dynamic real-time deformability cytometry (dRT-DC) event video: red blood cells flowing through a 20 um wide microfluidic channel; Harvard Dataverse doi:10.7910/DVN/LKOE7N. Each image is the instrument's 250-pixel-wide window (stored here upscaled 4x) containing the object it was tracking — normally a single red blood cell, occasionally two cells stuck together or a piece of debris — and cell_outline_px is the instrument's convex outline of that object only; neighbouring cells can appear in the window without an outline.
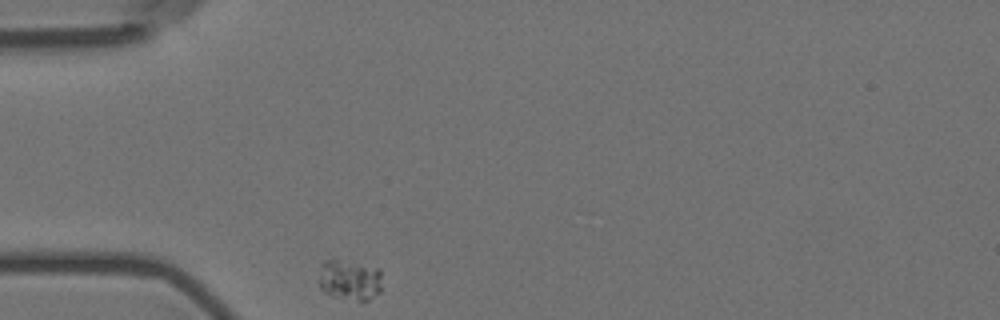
{"species": "Egyptian fruit bat (a non-hibernating species)", "species_latin": "Rousettus aegyptiacus", "temperature_condition": "room temperature", "stored_images_in_passage": 34, "camera_frame_rate_fps": 3000, "um_per_image_px": 0.085, "animal": {"sex": "female"}, "frame": {"image": 1, "passage_image": 1, "time_ms": 0.0, "image_size_px": [1000, 320], "cell_outline_px": [[380, 292], [368, 300], [360, 300], [332, 296], [324, 292], [320, 288], [320, 264], [324, 260], [340, 260], [380, 268]], "centroid_in_image_um": [29.71, 23.78], "position_along_channel_um": 55.3, "area_um2": 14.74}}
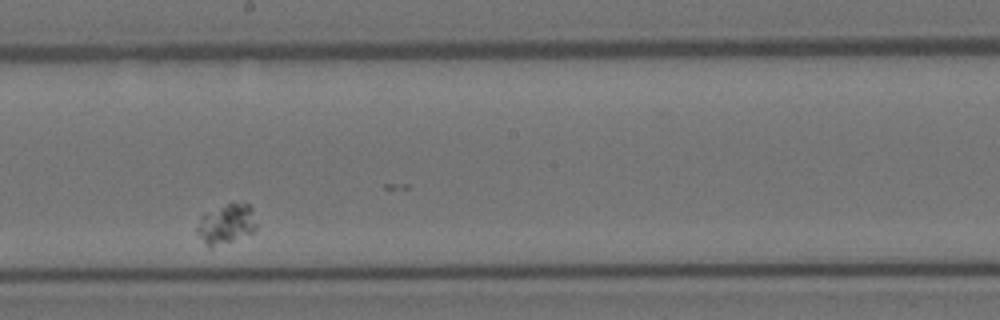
{"frame": {"image": 2, "passage_image": 20, "time_ms": 6.333, "image_size_px": [1000, 320], "cell_outline_px": [[256, 228], [252, 232], [212, 248], [208, 248], [196, 232], [196, 228], [200, 216], [228, 204], [252, 204], [256, 224]], "centroid_in_image_um": [19.21, 19.06], "position_along_channel_um": 229.0, "area_um2": 13.53}}
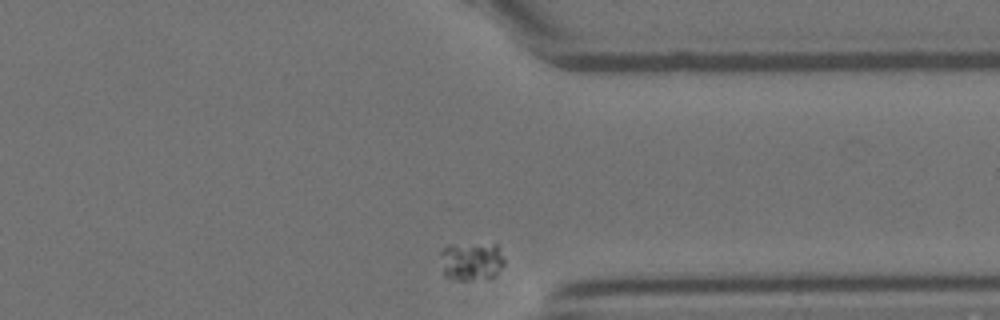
{"frame": {"image": 3, "passage_image": 34, "time_ms": 11.0, "image_size_px": [1000, 320], "cell_outline_px": [[504, 264], [492, 276], [472, 280], [456, 280], [444, 276], [440, 252], [444, 248], [452, 244], [496, 244], [504, 260]], "centroid_in_image_um": [40.03, 22.2], "position_along_channel_um": 371.4, "area_um2": 14.1}}